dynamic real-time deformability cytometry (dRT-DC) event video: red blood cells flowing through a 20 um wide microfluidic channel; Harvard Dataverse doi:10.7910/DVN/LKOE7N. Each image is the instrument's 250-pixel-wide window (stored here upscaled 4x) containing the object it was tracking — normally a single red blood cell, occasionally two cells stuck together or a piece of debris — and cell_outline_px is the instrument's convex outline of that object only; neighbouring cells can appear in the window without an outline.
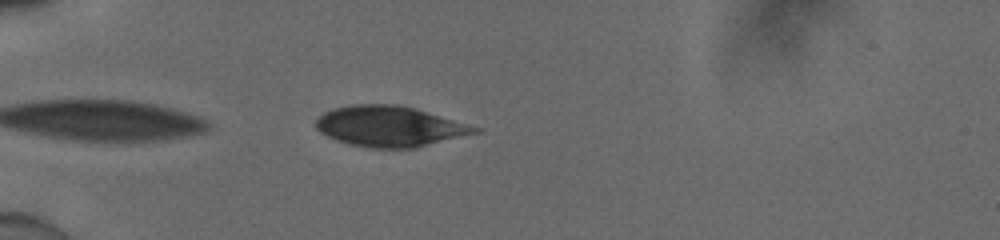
{"species": "human", "species_latin": "Homo sapiens", "temperature_condition": "cold", "stored_images_in_passage": 36, "camera_frame_rate_fps": 3000, "um_per_image_px": 0.085, "donor": {"sex": "male"}, "frame": {"image": 1, "passage_image": 2, "time_ms": 0.333, "image_size_px": [1000, 240], "cell_outline_px": [[480, 132], [416, 148], [372, 148], [348, 144], [336, 140], [320, 132], [316, 128], [316, 120], [324, 112], [332, 108], [352, 104], [396, 104], [412, 108], [480, 128]], "centroid_in_image_um": [33.07, 10.75], "position_along_channel_um": 51.9, "area_um2": 37.22}}
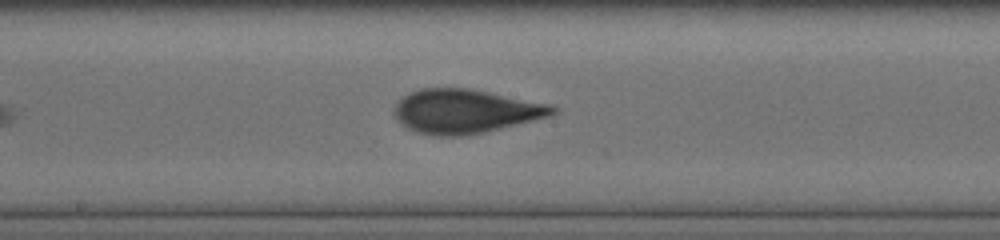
{"frame": {"image": 2, "passage_image": 16, "time_ms": 5.0, "image_size_px": [1000, 240], "cell_outline_px": [[560, 112], [548, 116], [468, 136], [436, 136], [416, 132], [408, 128], [396, 116], [396, 104], [404, 96], [420, 88], [468, 88], [552, 104], [560, 108]], "centroid_in_image_um": [39.61, 9.46], "position_along_channel_um": 208.6, "area_um2": 40.29}}
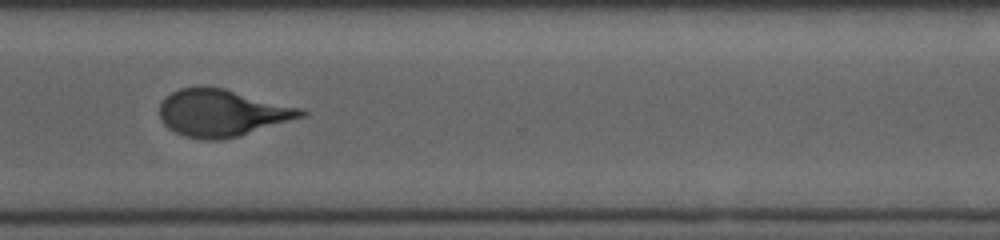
{"frame": {"image": 3, "passage_image": 27, "time_ms": 8.667, "image_size_px": [1000, 240], "cell_outline_px": [[308, 112], [304, 116], [240, 136], [220, 140], [204, 140], [184, 136], [168, 128], [160, 120], [160, 104], [172, 92], [180, 88], [224, 88], [300, 108]], "centroid_in_image_um": [18.86, 9.62], "position_along_channel_um": 351.7, "area_um2": 38.21}, "authors_computed_cell_mechanics": {"area_um2": 39.4485, "velocity_mm_per_s": 3.9171, "shape_relaxation_time_tau1_ms": 3.8155, "shape_relaxation_time_tau2_ms": 0.8434, "deformation_change_tau1": 0.1366, "deformation_change_tau2": 0.0582}}